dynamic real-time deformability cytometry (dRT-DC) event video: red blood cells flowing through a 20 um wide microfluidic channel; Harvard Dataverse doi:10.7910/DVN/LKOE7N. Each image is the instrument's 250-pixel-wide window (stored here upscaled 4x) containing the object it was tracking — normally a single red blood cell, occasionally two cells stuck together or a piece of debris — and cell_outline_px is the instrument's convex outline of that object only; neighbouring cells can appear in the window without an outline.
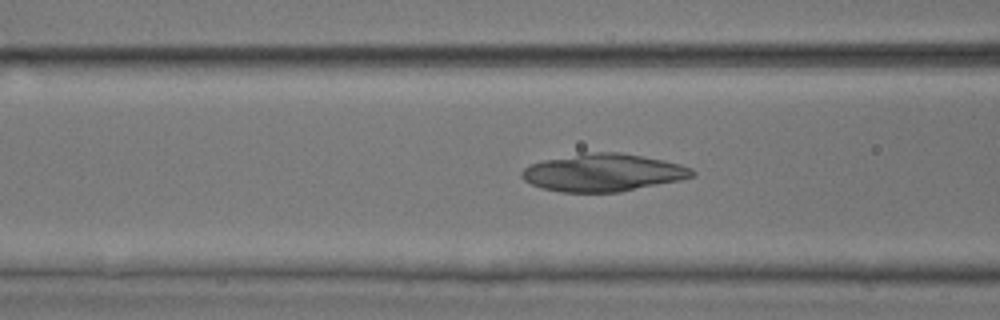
{"species": "common noctule bat (a hibernating species)", "species_latin": "Nyctalus noctula", "temperature_condition": "room temperature", "stored_images_in_passage": 54, "camera_frame_rate_fps": 3000, "um_per_image_px": 0.085, "animal": {"sex": "male", "body_mass_g": 17.9, "forearm_length_mm": 54.2}, "frame": {"image": 1, "passage_image": 22, "time_ms": 7.0, "image_size_px": [1000, 320], "cell_outline_px": [[696, 172], [692, 176], [680, 180], [620, 192], [560, 192], [540, 188], [524, 180], [520, 176], [520, 172], [528, 164], [544, 160], [584, 152], [620, 152], [664, 160], [680, 164], [692, 168]], "centroid_in_image_um": [51.23, 14.67], "position_along_channel_um": 115.4, "area_um2": 37.51}}
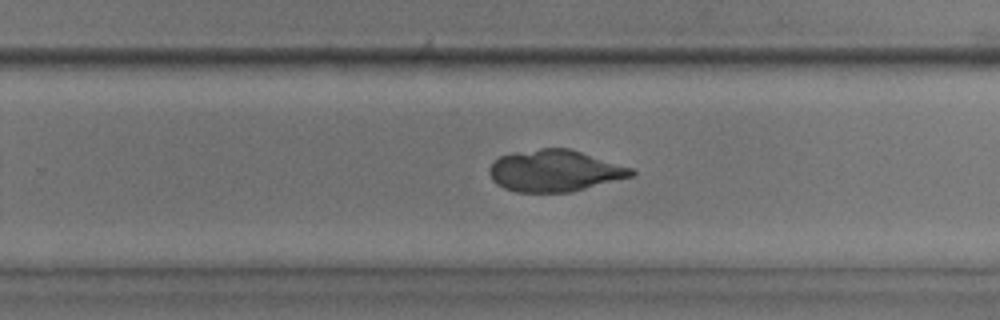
{"frame": {"image": 2, "passage_image": 35, "time_ms": 11.333, "image_size_px": [1000, 320], "cell_outline_px": [[636, 176], [572, 192], [516, 192], [504, 188], [496, 184], [492, 180], [488, 172], [488, 168], [492, 160], [500, 156], [512, 152], [540, 148], [568, 148], [632, 168], [636, 172]], "centroid_in_image_um": [47.13, 14.52], "position_along_channel_um": 282.7, "area_um2": 34.85}}
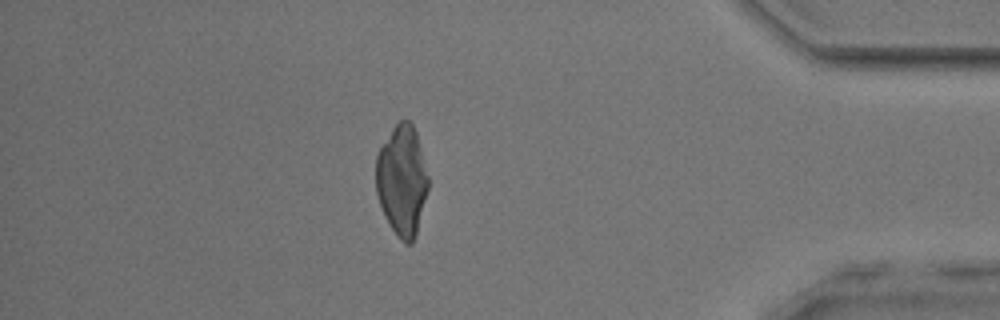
{"frame": {"image": 3, "passage_image": 47, "time_ms": 15.333, "image_size_px": [1000, 320], "cell_outline_px": [[428, 188], [416, 232], [412, 244], [404, 244], [400, 240], [388, 224], [384, 216], [376, 192], [376, 156], [380, 148], [392, 128], [400, 120], [408, 120], [412, 124], [416, 132], [428, 176]], "centroid_in_image_um": [34.15, 15.35], "position_along_channel_um": 401.0, "area_um2": 33.41}}